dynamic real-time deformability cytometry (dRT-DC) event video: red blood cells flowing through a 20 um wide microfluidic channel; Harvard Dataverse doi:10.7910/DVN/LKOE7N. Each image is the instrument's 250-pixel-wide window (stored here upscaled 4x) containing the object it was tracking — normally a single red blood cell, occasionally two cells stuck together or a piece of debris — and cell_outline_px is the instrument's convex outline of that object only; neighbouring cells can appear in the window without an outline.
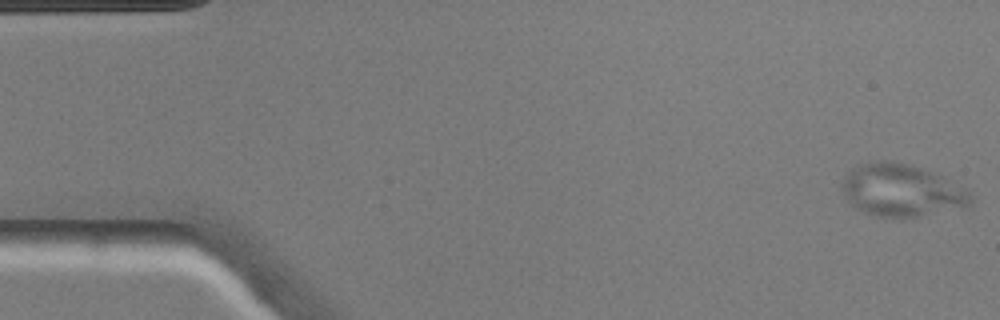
{"species": "common noctule bat (a hibernating species)", "species_latin": "Nyctalus noctula", "temperature_condition": "warm", "stored_images_in_passage": 49, "camera_frame_rate_fps": 3000, "um_per_image_px": 0.085, "animal": {"sex": "male", "body_mass_g": 20.5, "forearm_length_mm": 52.5}, "frame": {"image": 1, "passage_image": 1, "time_ms": 0.0, "image_size_px": [1000, 320], "cell_outline_px": [[976, 196], [972, 204], [968, 208], [892, 220], [872, 216], [856, 208], [844, 196], [840, 188], [840, 184], [852, 168], [864, 164], [880, 160], [888, 160], [908, 164], [932, 172], [964, 188]], "centroid_in_image_um": [76.66, 16.23], "position_along_channel_um": 8.3, "area_um2": 39.88}}
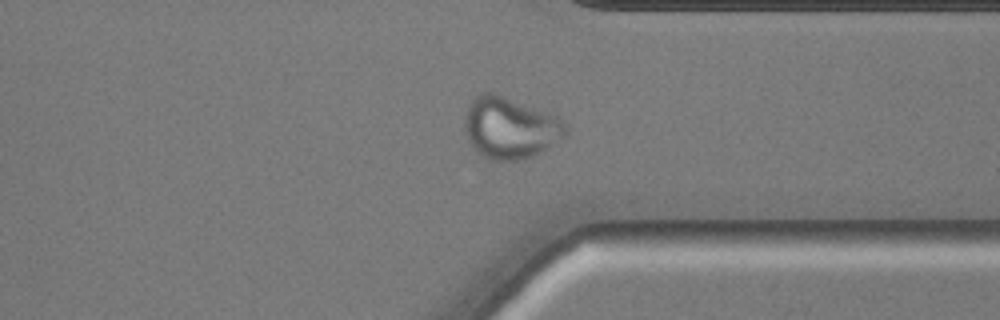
{"frame": {"image": 2, "passage_image": 37, "time_ms": 12.0, "image_size_px": [1000, 320], "cell_outline_px": [[568, 132], [564, 136], [540, 152], [532, 156], [520, 160], [488, 160], [472, 148], [464, 132], [464, 116], [468, 104], [476, 96], [484, 92], [492, 92], [560, 116], [564, 120], [568, 128]], "centroid_in_image_um": [43.34, 10.86], "position_along_channel_um": 368.1, "area_um2": 36.53}}
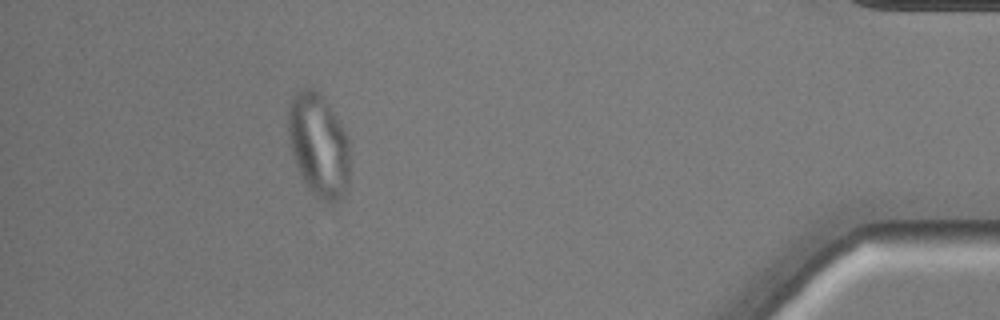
{"frame": {"image": 3, "passage_image": 44, "time_ms": 14.333, "image_size_px": [1000, 320], "cell_outline_px": [[348, 188], [344, 196], [340, 200], [328, 204], [316, 196], [308, 188], [296, 164], [288, 140], [288, 108], [292, 96], [296, 92], [304, 88], [312, 88], [320, 92], [324, 96], [348, 136]], "centroid_in_image_um": [27.08, 12.33], "position_along_channel_um": 408.1, "area_um2": 37.28}}